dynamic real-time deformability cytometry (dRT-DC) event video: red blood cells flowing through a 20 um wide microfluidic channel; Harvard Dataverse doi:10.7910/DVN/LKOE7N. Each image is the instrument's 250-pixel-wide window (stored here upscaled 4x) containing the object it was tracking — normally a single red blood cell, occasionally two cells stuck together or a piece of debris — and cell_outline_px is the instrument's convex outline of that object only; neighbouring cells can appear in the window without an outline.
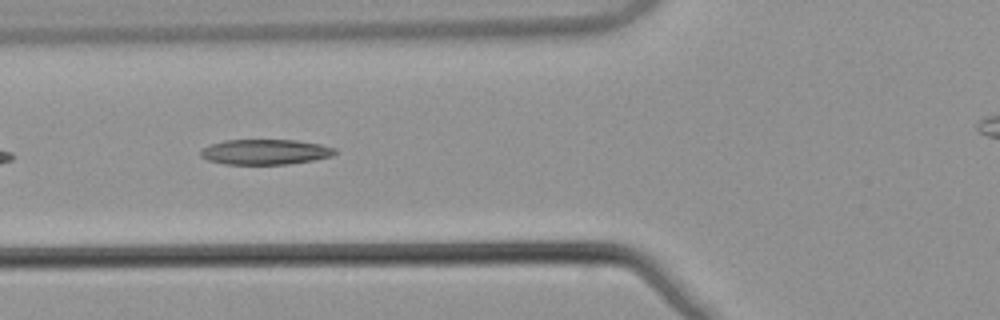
{"species": "common noctule bat (a hibernating species)", "species_latin": "Nyctalus noctula", "temperature_condition": "warm", "stored_images_in_passage": 6, "camera_frame_rate_fps": 3000, "um_per_image_px": 0.085, "animal": {"sex": "male", "body_mass_g": 21.5, "forearm_length_mm": 52.0}, "frame": {"image": 1, "passage_image": 5, "time_ms": 1.333, "image_size_px": [1000, 320], "cell_outline_px": [[336, 152], [332, 156], [312, 160], [288, 164], [224, 164], [208, 160], [200, 156], [200, 152], [208, 144], [224, 140], [296, 140], [320, 144], [336, 148]], "centroid_in_image_um": [22.52, 12.91], "position_along_channel_um": 103.3, "area_um2": 19.77}}
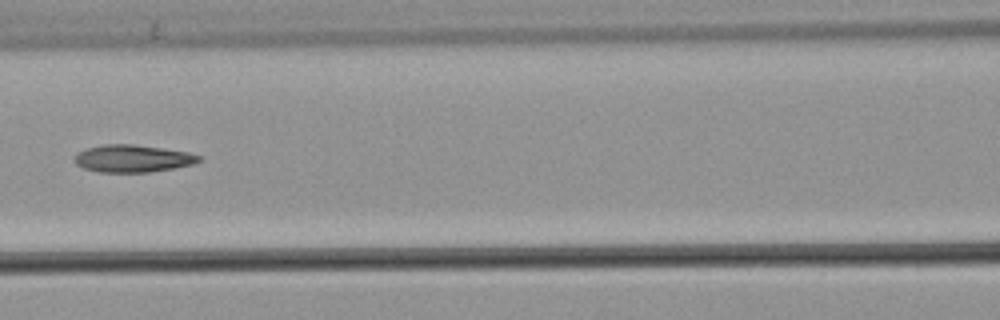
{"frame": {"image": 2, "passage_image": 6, "time_ms": 1.667, "image_size_px": [1000, 320], "cell_outline_px": [[200, 160], [192, 164], [176, 168], [148, 172], [100, 172], [84, 168], [76, 164], [76, 152], [88, 148], [104, 144], [132, 144], [188, 152], [200, 156]], "centroid_in_image_um": [11.27, 13.47], "position_along_channel_um": 155.3, "area_um2": 19.59}}